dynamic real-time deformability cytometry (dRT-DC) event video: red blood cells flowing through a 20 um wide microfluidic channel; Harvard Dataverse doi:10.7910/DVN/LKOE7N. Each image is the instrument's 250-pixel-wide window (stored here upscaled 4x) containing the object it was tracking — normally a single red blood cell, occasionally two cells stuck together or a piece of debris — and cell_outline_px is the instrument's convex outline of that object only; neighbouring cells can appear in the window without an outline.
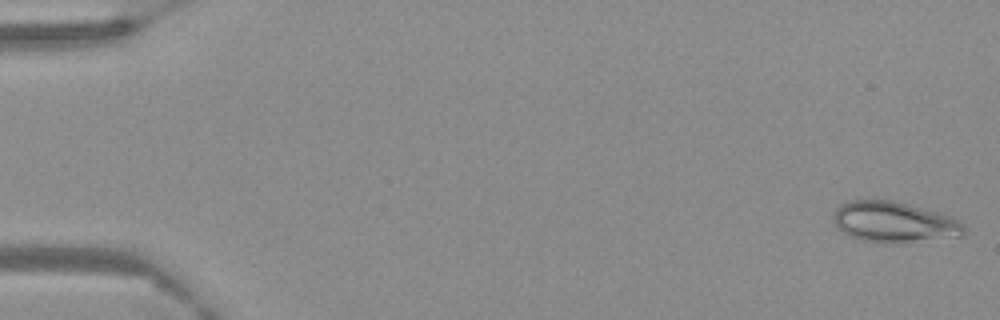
{"species": "Egyptian fruit bat (a non-hibernating species)", "species_latin": "Rousettus aegyptiacus", "temperature_condition": "warm", "stored_images_in_passage": 62, "camera_frame_rate_fps": 3000, "um_per_image_px": 0.085, "frame": {"image": 1, "passage_image": 2, "time_ms": 0.333, "image_size_px": [1000, 320], "cell_outline_px": [[964, 236], [884, 244], [860, 240], [844, 232], [836, 224], [832, 216], [836, 208], [840, 204], [852, 200], [892, 200], [952, 216], [960, 220], [964, 224]], "centroid_in_image_um": [76.01, 18.88], "position_along_channel_um": 9.0, "area_um2": 30.92}}
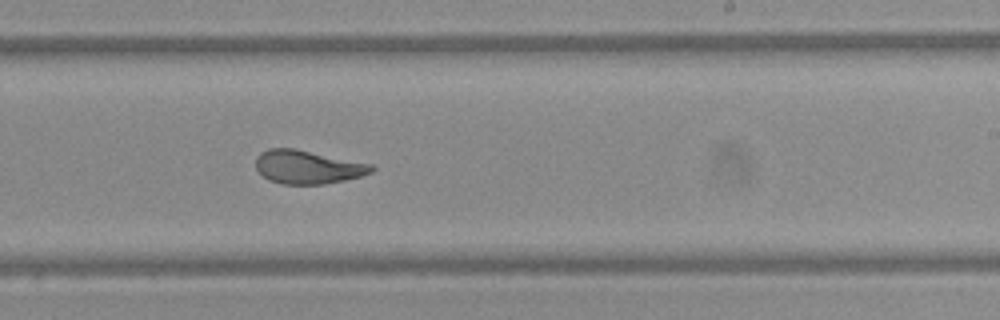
{"frame": {"image": 2, "passage_image": 39, "time_ms": 12.667, "image_size_px": [1000, 320], "cell_outline_px": [[376, 168], [372, 172], [360, 176], [344, 180], [324, 184], [280, 184], [268, 180], [256, 168], [256, 156], [260, 152], [268, 148], [296, 148], [372, 164]], "centroid_in_image_um": [26.14, 14.19], "position_along_channel_um": 262.9, "area_um2": 22.72}}
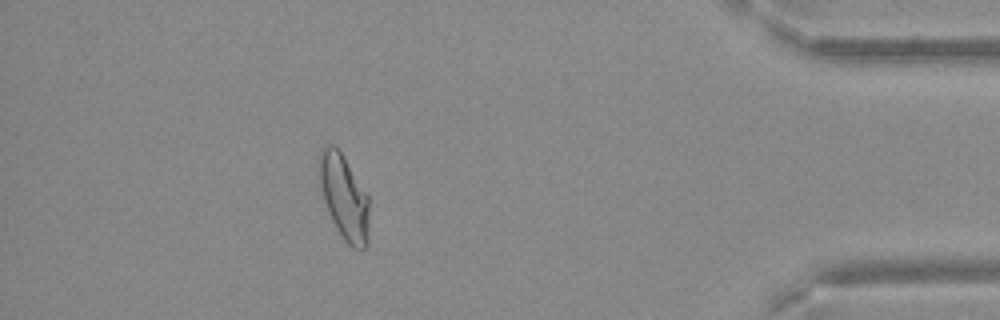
{"frame": {"image": 3, "passage_image": 56, "time_ms": 18.333, "image_size_px": [1000, 320], "cell_outline_px": [[368, 244], [360, 252], [352, 248], [344, 240], [336, 228], [328, 212], [316, 176], [316, 172], [320, 152], [324, 144], [332, 144], [340, 152], [368, 196]], "centroid_in_image_um": [29.2, 16.77], "position_along_channel_um": 406.0, "area_um2": 24.91}}